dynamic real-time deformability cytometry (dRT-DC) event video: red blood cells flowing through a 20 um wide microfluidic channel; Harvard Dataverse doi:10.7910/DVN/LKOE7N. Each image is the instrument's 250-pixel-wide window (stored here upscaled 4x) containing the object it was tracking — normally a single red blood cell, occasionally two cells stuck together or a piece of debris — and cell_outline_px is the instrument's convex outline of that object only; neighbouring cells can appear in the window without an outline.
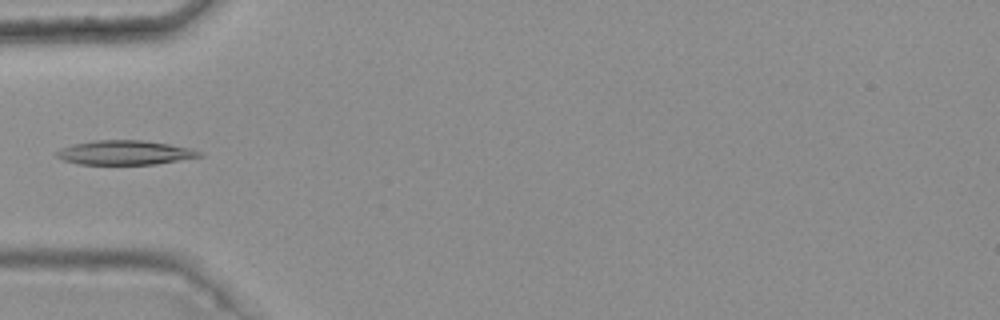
{"species": "common noctule bat (a hibernating species)", "species_latin": "Nyctalus noctula", "temperature_condition": "warm", "stored_images_in_passage": 5, "camera_frame_rate_fps": 3000, "um_per_image_px": 0.085, "animal": {"sex": "female", "body_mass_g": 25.1}, "frame": {"image": 1, "passage_image": 4, "time_ms": 1.0, "image_size_px": [1000, 320], "cell_outline_px": [[204, 156], [156, 164], [80, 164], [64, 160], [56, 156], [56, 152], [60, 148], [72, 144], [96, 140], [140, 140], [168, 144], [192, 148], [204, 152]], "centroid_in_image_um": [10.65, 12.97], "position_along_channel_um": 74.3, "area_um2": 20.23}}
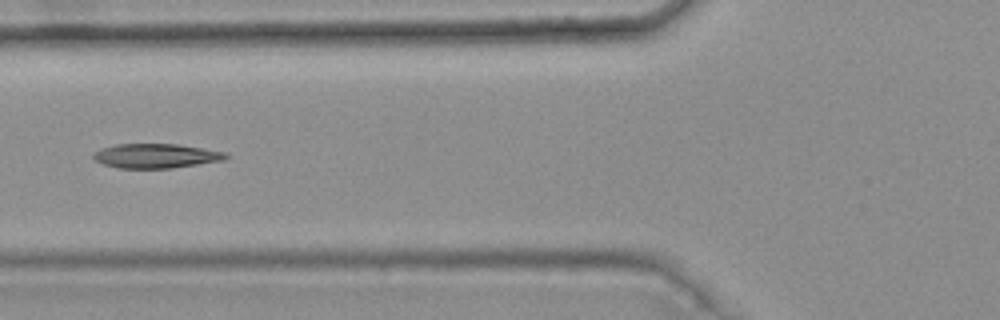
{"frame": {"image": 2, "passage_image": 5, "time_ms": 1.333, "image_size_px": [1000, 320], "cell_outline_px": [[228, 156], [224, 160], [172, 168], [116, 168], [92, 160], [92, 152], [100, 148], [116, 144], [176, 144], [224, 152]], "centroid_in_image_um": [13.16, 13.25], "position_along_channel_um": 112.6, "area_um2": 18.84}}